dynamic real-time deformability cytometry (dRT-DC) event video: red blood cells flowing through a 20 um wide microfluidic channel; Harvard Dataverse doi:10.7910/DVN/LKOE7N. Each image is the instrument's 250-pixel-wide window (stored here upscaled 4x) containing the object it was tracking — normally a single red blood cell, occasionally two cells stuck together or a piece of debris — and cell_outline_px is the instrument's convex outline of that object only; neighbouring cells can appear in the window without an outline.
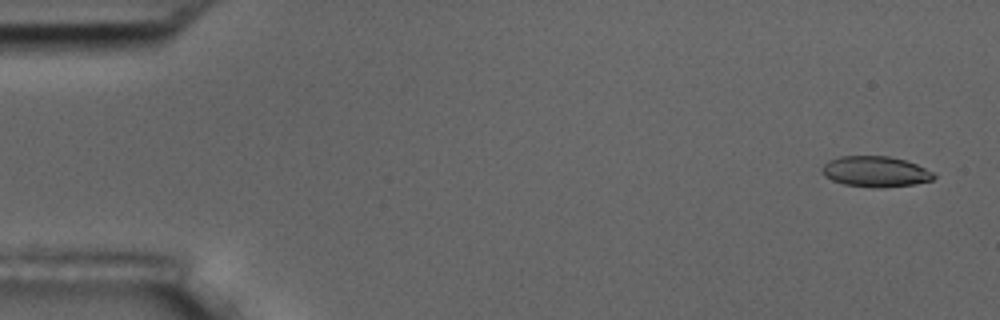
{"species": "common noctule bat (a hibernating species)", "species_latin": "Nyctalus noctula", "temperature_condition": "room temperature", "stored_images_in_passage": 18, "camera_frame_rate_fps": 3000, "um_per_image_px": 0.085, "animal": {"sex": "male", "body_mass_g": 17.5, "forearm_length_mm": 52.3}, "frame": {"image": 1, "passage_image": 3, "time_ms": 0.667, "image_size_px": [1000, 320], "cell_outline_px": [[936, 176], [932, 180], [916, 184], [880, 188], [876, 188], [844, 184], [832, 180], [824, 176], [820, 168], [828, 160], [840, 156], [888, 156], [904, 160], [916, 164], [932, 172]], "centroid_in_image_um": [74.38, 14.59], "position_along_channel_um": 10.6, "area_um2": 20.0}}
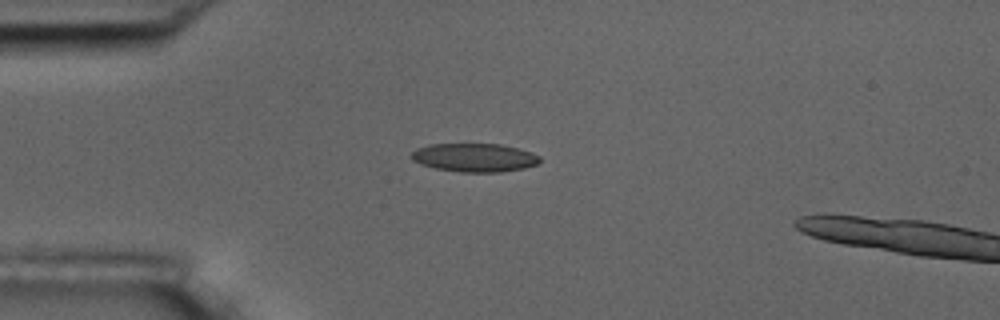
{"frame": {"image": 2, "passage_image": 15, "time_ms": 4.667, "image_size_px": [1000, 320], "cell_outline_px": [[540, 164], [524, 168], [500, 172], [460, 172], [436, 168], [420, 164], [412, 160], [408, 156], [416, 148], [428, 144], [500, 144], [520, 148], [532, 152], [540, 156]], "centroid_in_image_um": [40.33, 13.39], "position_along_channel_um": 44.7, "area_um2": 21.62}}